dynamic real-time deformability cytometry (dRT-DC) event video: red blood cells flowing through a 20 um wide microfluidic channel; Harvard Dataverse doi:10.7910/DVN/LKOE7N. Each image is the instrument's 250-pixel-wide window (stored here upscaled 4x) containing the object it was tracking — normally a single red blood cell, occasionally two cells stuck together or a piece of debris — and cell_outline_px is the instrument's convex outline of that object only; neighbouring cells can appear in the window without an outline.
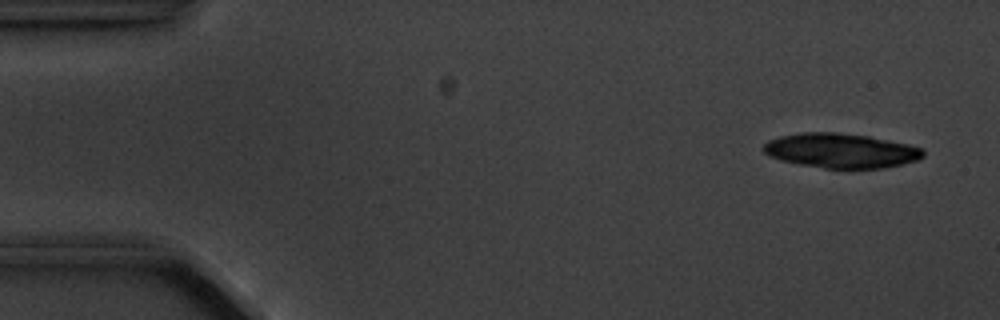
{"species": "common noctule bat (a hibernating species)", "species_latin": "Nyctalus noctula", "temperature_condition": "cold", "stored_images_in_passage": 4, "camera_frame_rate_fps": 3000, "um_per_image_px": 0.085, "animal": {"sex": "male", "body_mass_g": 20.1, "forearm_length_mm": 53.5}, "frame": {"image": 1, "passage_image": 1, "time_ms": 0.0, "image_size_px": [1000, 320], "cell_outline_px": [[924, 156], [920, 160], [884, 168], [824, 168], [800, 164], [780, 160], [768, 156], [764, 152], [764, 144], [768, 140], [780, 136], [800, 132], [836, 132], [868, 136], [908, 144], [924, 148]], "centroid_in_image_um": [71.5, 12.8], "position_along_channel_um": 13.5, "area_um2": 32.31}}